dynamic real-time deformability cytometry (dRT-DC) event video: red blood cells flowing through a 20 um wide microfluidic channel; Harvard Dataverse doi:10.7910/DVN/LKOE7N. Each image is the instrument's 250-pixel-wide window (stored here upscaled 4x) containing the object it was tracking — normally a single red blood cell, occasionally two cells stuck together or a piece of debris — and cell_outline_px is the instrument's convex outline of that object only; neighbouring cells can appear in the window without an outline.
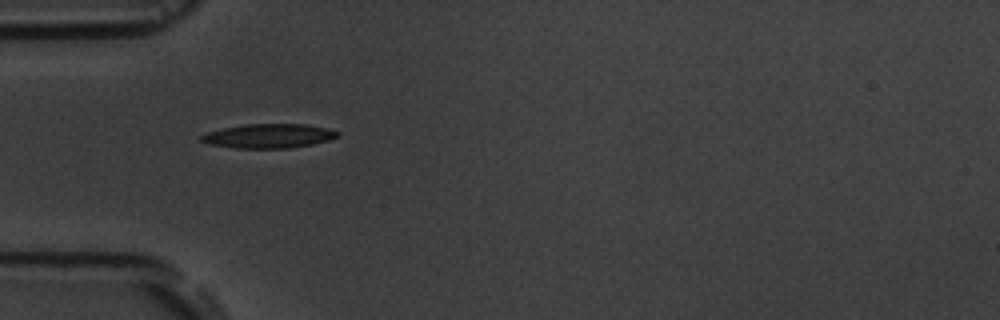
{"species": "common noctule bat (a hibernating species)", "species_latin": "Nyctalus noctula", "temperature_condition": "room temperature", "stored_images_in_passage": 2, "camera_frame_rate_fps": 3000, "um_per_image_px": 0.085, "animal": {"sex": "male", "body_mass_g": 19.5, "forearm_length_mm": 54.6}, "frame": {"image": 1, "passage_image": 1, "time_ms": 0.0, "image_size_px": [1000, 320], "cell_outline_px": [[340, 136], [328, 140], [312, 144], [288, 148], [236, 148], [208, 144], [200, 140], [200, 136], [208, 132], [224, 128], [248, 124], [308, 124], [328, 128], [340, 132]], "centroid_in_image_um": [22.87, 11.55], "position_along_channel_um": 62.1, "area_um2": 19.19}}
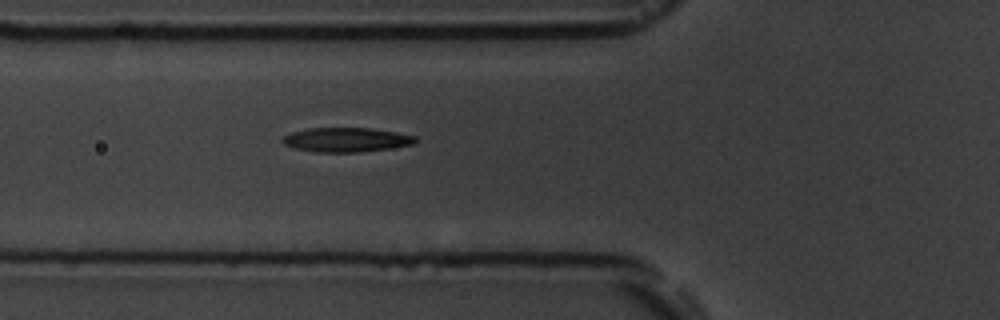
{"frame": {"image": 2, "passage_image": 2, "time_ms": 1.0, "image_size_px": [1000, 320], "cell_outline_px": [[416, 140], [412, 144], [388, 148], [360, 152], [316, 152], [292, 148], [284, 144], [280, 140], [284, 136], [292, 132], [308, 128], [372, 128], [396, 132], [416, 136]], "centroid_in_image_um": [29.38, 11.88], "position_along_channel_um": 96.4, "area_um2": 18.79}}